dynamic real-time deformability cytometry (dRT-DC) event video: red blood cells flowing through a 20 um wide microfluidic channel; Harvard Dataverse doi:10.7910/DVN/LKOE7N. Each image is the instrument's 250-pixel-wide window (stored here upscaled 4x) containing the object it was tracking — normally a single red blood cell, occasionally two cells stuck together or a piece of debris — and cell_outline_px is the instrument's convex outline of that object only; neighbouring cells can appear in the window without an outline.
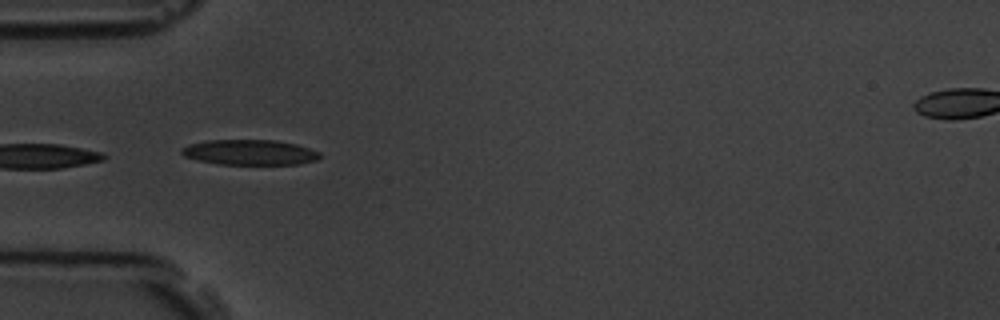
{"species": "common noctule bat (a hibernating species)", "species_latin": "Nyctalus noctula", "temperature_condition": "room temperature", "stored_images_in_passage": 8, "camera_frame_rate_fps": 3000, "um_per_image_px": 0.085, "animal": {"sex": "male", "body_mass_g": 19.5, "forearm_length_mm": 54.6}, "frame": {"image": 1, "passage_image": 4, "time_ms": 4.333, "image_size_px": [1000, 320], "cell_outline_px": [[320, 156], [316, 160], [300, 164], [220, 164], [200, 160], [184, 156], [180, 152], [180, 148], [188, 144], [208, 140], [276, 140], [296, 144], [320, 152]], "centroid_in_image_um": [21.21, 12.94], "position_along_channel_um": 63.8, "area_um2": 20.29}}
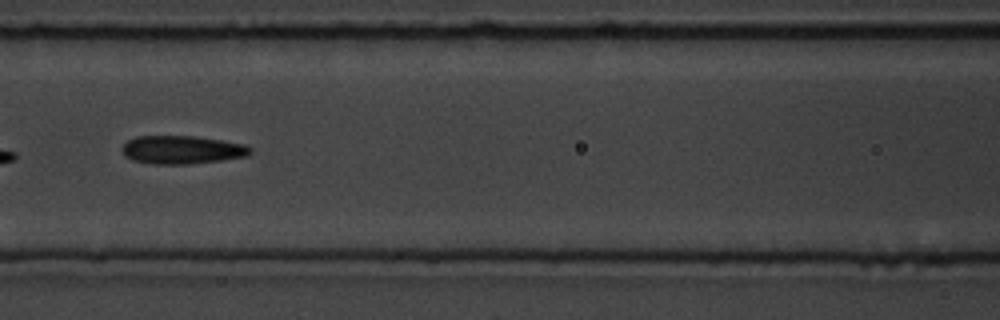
{"frame": {"image": 2, "passage_image": 6, "time_ms": 6.667, "image_size_px": [1000, 320], "cell_outline_px": [[252, 152], [248, 156], [192, 164], [152, 164], [132, 160], [124, 156], [120, 148], [128, 140], [136, 136], [196, 136], [244, 144], [252, 148]], "centroid_in_image_um": [15.45, 12.73], "position_along_channel_um": 151.2, "area_um2": 21.27}}
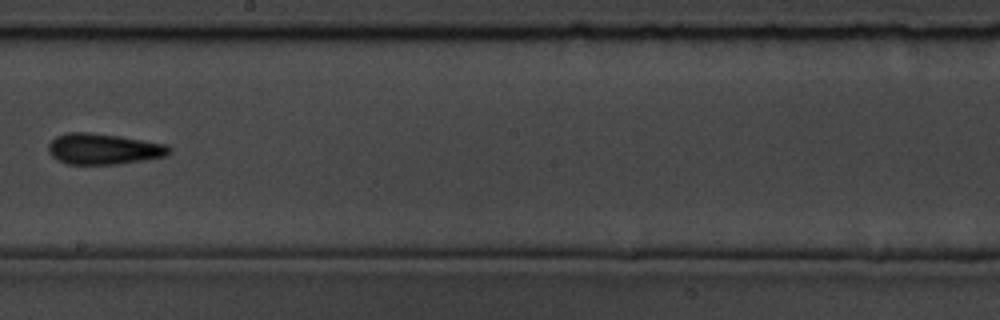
{"frame": {"image": 3, "passage_image": 8, "time_ms": 9.0, "image_size_px": [1000, 320], "cell_outline_px": [[172, 148], [168, 156], [120, 164], [68, 164], [56, 160], [48, 152], [48, 144], [56, 136], [68, 132], [92, 132], [120, 136], [144, 140], [164, 144]], "centroid_in_image_um": [8.79, 12.66], "position_along_channel_um": 239.4, "area_um2": 21.96}}